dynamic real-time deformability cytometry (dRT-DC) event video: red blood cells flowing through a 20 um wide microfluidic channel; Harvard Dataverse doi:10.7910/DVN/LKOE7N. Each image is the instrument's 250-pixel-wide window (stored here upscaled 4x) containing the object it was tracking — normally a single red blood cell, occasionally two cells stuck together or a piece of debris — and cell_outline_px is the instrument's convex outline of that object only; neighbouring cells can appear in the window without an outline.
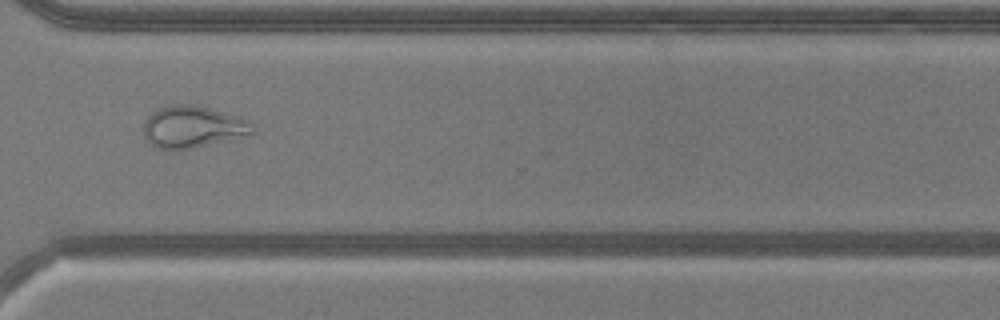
{"species": "common noctule bat (a hibernating species)", "species_latin": "Nyctalus noctula", "temperature_condition": "warm", "stored_images_in_passage": 45, "camera_frame_rate_fps": 3000, "um_per_image_px": 0.085, "animal": {"sex": "male", "body_mass_g": 20.5, "forearm_length_mm": 52.5}, "frame": {"image": 1, "passage_image": 32, "time_ms": 10.333, "image_size_px": [1000, 320], "cell_outline_px": [[256, 132], [252, 136], [192, 148], [156, 148], [144, 136], [144, 120], [152, 112], [160, 108], [172, 104], [188, 104], [208, 108], [240, 116], [252, 120], [256, 128]], "centroid_in_image_um": [16.5, 10.78], "position_along_channel_um": 354.1, "area_um2": 26.93}, "authors_computed_cell_mechanics": {"area_um2": 27.5128, "velocity_mm_per_s": 3.9719, "shape_relaxation_time_tau1_ms": null, "shape_relaxation_time_tau2_ms": 1.3496, "deformation_change_tau1": null, "deformation_change_tau2": 0.1015}}